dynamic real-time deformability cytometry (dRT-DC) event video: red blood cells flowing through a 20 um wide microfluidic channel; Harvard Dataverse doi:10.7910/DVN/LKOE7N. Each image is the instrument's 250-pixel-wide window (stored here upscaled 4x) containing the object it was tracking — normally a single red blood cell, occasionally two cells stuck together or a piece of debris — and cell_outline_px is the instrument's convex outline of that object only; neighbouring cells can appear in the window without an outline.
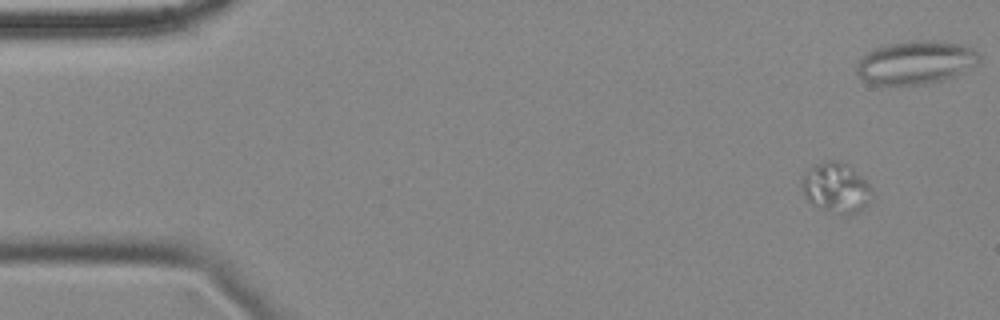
{"species": "common noctule bat (a hibernating species)", "species_latin": "Nyctalus noctula", "temperature_condition": "cold", "stored_images_in_passage": 58, "camera_frame_rate_fps": 3000, "um_per_image_px": 0.085, "animal": {"sex": "female", "body_mass_g": 18.4}, "frame": {"image": 1, "passage_image": 4, "time_ms": 1.0, "image_size_px": [1000, 320], "cell_outline_px": [[872, 192], [864, 204], [856, 212], [844, 216], [812, 204], [804, 196], [800, 188], [800, 184], [804, 176], [812, 164], [828, 160], [836, 160], [848, 164], [872, 188]], "centroid_in_image_um": [71.0, 15.93], "position_along_channel_um": 14.0, "area_um2": 20.11}}
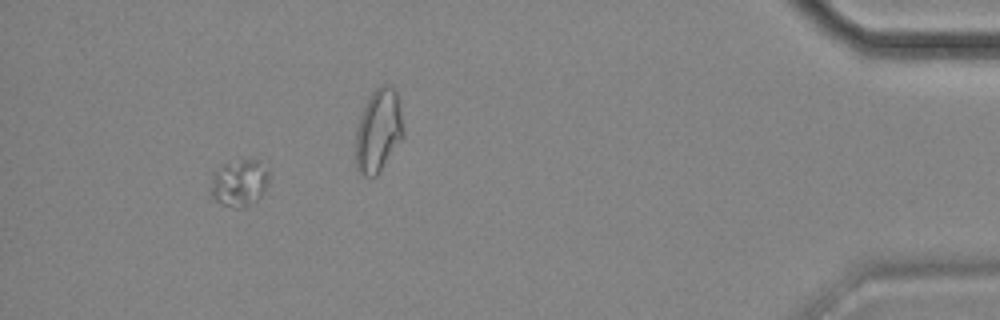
{"frame": {"image": 2, "passage_image": 53, "time_ms": 17.333, "image_size_px": [1000, 320], "cell_outline_px": [[268, 180], [260, 196], [244, 208], [240, 208], [224, 204], [216, 200], [212, 196], [212, 172], [216, 168], [224, 164], [244, 160], [256, 160], [268, 172]], "centroid_in_image_um": [20.31, 15.54], "position_along_channel_um": 414.9, "area_um2": 15.26}}